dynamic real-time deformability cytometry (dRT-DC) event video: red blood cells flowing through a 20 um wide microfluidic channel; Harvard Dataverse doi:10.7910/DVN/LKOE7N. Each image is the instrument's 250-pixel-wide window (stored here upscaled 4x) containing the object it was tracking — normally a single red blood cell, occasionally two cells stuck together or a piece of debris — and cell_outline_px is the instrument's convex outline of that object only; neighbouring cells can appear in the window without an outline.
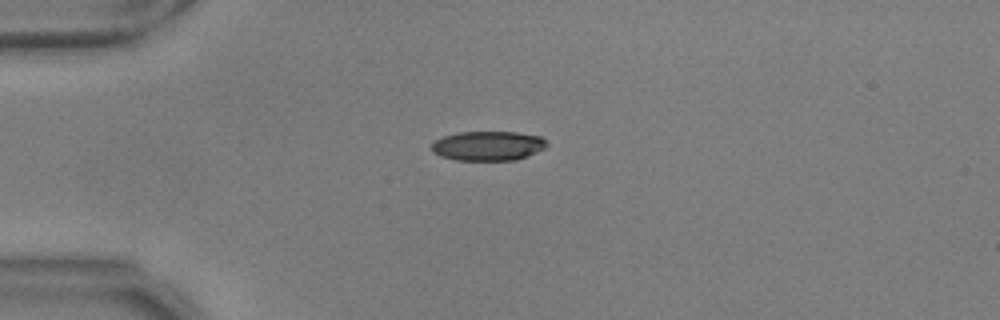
{"species": "common noctule bat (a hibernating species)", "species_latin": "Nyctalus noctula", "temperature_condition": "warm", "stored_images_in_passage": 41, "camera_frame_rate_fps": 3000, "um_per_image_px": 0.085, "animal": {"sex": "male", "body_mass_g": 17.9, "forearm_length_mm": 54.2}, "frame": {"image": 1, "passage_image": 1, "time_ms": 0.0, "image_size_px": [1000, 320], "cell_outline_px": [[548, 144], [544, 148], [528, 156], [516, 160], [456, 160], [440, 156], [432, 152], [432, 144], [436, 140], [444, 136], [460, 132], [516, 132], [540, 136]], "centroid_in_image_um": [41.48, 12.4], "position_along_channel_um": 43.5, "area_um2": 19.71}}
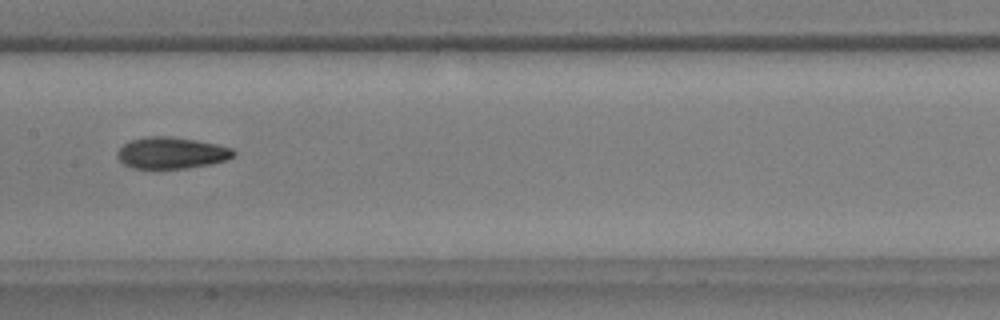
{"frame": {"image": 2, "passage_image": 15, "time_ms": 4.667, "image_size_px": [1000, 320], "cell_outline_px": [[236, 152], [232, 156], [224, 160], [208, 164], [188, 168], [132, 168], [124, 164], [116, 156], [120, 148], [124, 144], [132, 140], [148, 136], [172, 136], [196, 140], [216, 144], [232, 148]], "centroid_in_image_um": [14.56, 12.99], "position_along_channel_um": 192.8, "area_um2": 21.1}}
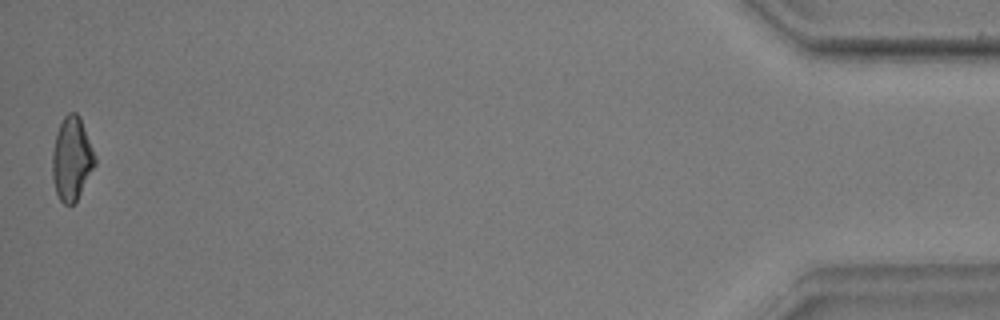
{"frame": {"image": 3, "passage_image": 41, "time_ms": 13.333, "image_size_px": [1000, 320], "cell_outline_px": [[96, 164], [76, 200], [72, 204], [64, 204], [60, 200], [56, 192], [52, 176], [52, 152], [56, 132], [64, 116], [68, 112], [76, 112], [80, 116], [96, 156]], "centroid_in_image_um": [6.09, 13.46], "position_along_channel_um": 429.1, "area_um2": 20.69}, "authors_computed_cell_mechanics": {"area_um2": 20.9814, "velocity_mm_per_s": 3.7347, "shape_relaxation_time_tau1_ms": 3.8663, "shape_relaxation_time_tau2_ms": 5.1501, "deformation_change_tau1": 0.1388, "deformation_change_tau2": 0.1099}}